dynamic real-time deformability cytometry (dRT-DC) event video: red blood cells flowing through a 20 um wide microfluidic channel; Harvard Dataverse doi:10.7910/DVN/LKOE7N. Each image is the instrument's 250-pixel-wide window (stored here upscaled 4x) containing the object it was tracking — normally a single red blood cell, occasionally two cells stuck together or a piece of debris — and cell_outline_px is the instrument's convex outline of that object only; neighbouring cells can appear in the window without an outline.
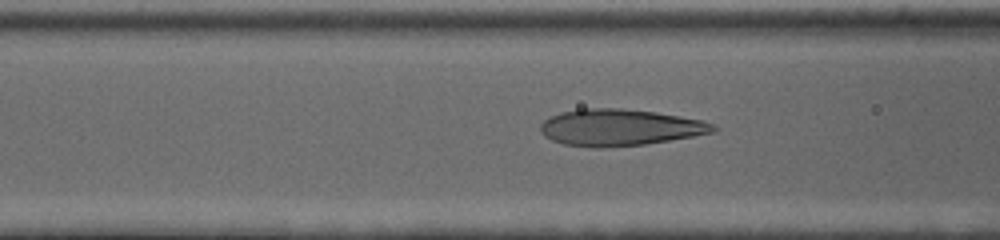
{"species": "human", "species_latin": "Homo sapiens", "temperature_condition": "cold", "stored_images_in_passage": 65, "camera_frame_rate_fps": 3000, "um_per_image_px": 0.085, "donor": {"sex": "female"}, "frame": {"image": 1, "passage_image": 25, "time_ms": 8.0, "image_size_px": [1000, 240], "cell_outline_px": [[716, 132], [644, 144], [600, 148], [596, 148], [564, 144], [552, 140], [544, 136], [540, 132], [540, 124], [544, 120], [560, 112], [580, 108], [620, 108], [656, 112], [680, 116], [700, 120], [712, 124], [716, 128]], "centroid_in_image_um": [52.63, 10.83], "position_along_channel_um": 114.0, "area_um2": 36.7}}
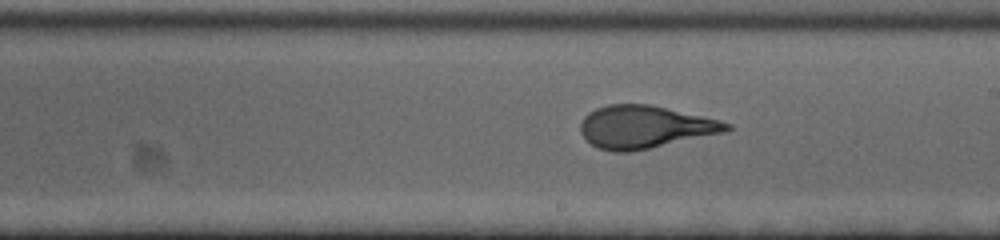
{"frame": {"image": 2, "passage_image": 37, "time_ms": 12.0, "image_size_px": [1000, 240], "cell_outline_px": [[732, 128], [724, 132], [648, 148], [628, 152], [612, 152], [596, 148], [580, 132], [580, 124], [584, 116], [588, 112], [596, 108], [608, 104], [648, 104], [720, 120], [732, 124]], "centroid_in_image_um": [54.77, 10.79], "position_along_channel_um": 234.2, "area_um2": 35.95}}
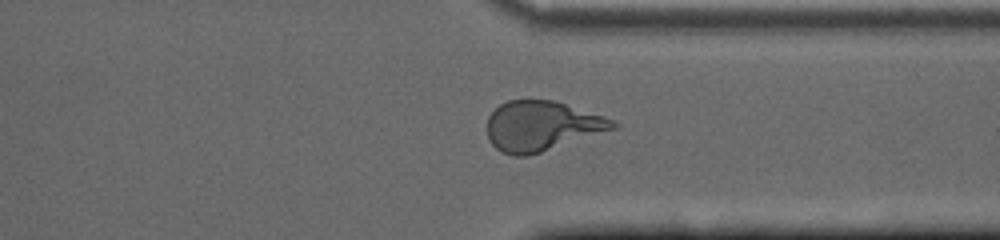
{"frame": {"image": 3, "passage_image": 50, "time_ms": 16.333, "image_size_px": [1000, 240], "cell_outline_px": [[620, 128], [528, 156], [512, 156], [500, 152], [488, 140], [488, 116], [500, 104], [508, 100], [552, 100], [604, 116], [620, 124]], "centroid_in_image_um": [46.07, 10.73], "position_along_channel_um": 365.3, "area_um2": 36.76}}